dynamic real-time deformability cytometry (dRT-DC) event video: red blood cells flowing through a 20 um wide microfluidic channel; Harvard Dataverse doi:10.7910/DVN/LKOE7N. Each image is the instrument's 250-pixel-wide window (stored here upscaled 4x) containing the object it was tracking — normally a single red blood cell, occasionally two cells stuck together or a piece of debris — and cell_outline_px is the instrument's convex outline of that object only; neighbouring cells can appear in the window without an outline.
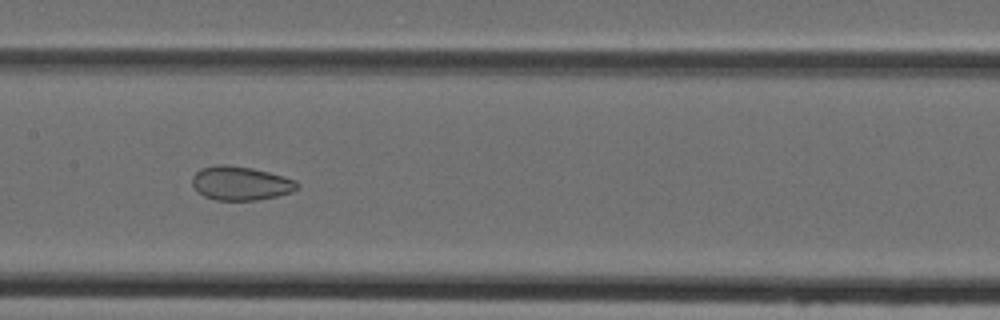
{"species": "Egyptian fruit bat (a non-hibernating species)", "species_latin": "Rousettus aegyptiacus", "temperature_condition": "cold", "stored_images_in_passage": 47, "camera_frame_rate_fps": 3000, "um_per_image_px": 0.085, "animal": {"sex": "female"}, "frame": {"image": 1, "passage_image": 23, "time_ms": 7.333, "image_size_px": [1000, 320], "cell_outline_px": [[300, 184], [292, 192], [276, 196], [256, 200], [216, 200], [204, 196], [192, 184], [192, 176], [200, 168], [216, 164], [224, 164], [252, 168], [268, 172], [296, 180]], "centroid_in_image_um": [20.44, 15.57], "position_along_channel_um": 187.0, "area_um2": 20.63}}
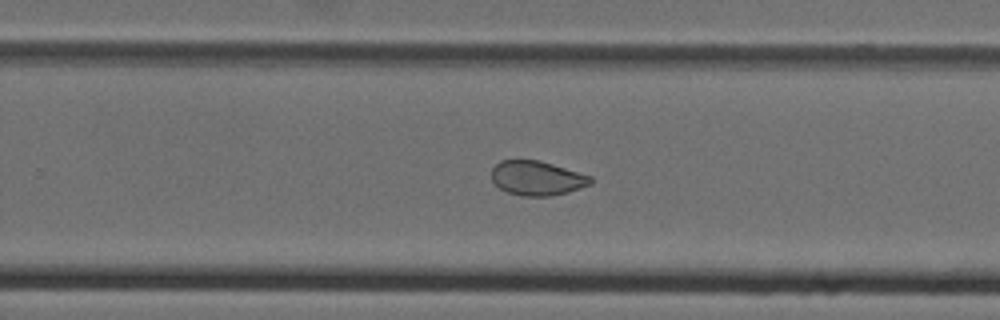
{"frame": {"image": 2, "passage_image": 30, "time_ms": 9.667, "image_size_px": [1000, 320], "cell_outline_px": [[592, 184], [568, 192], [552, 196], [520, 196], [508, 192], [500, 188], [492, 180], [492, 168], [500, 160], [540, 160], [592, 176]], "centroid_in_image_um": [45.66, 15.14], "position_along_channel_um": 284.1, "area_um2": 19.94}}
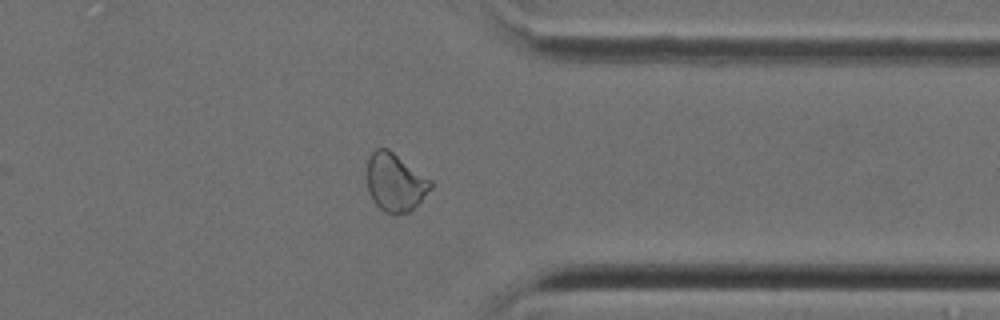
{"frame": {"image": 3, "passage_image": 37, "time_ms": 12.0, "image_size_px": [1000, 320], "cell_outline_px": [[432, 188], [408, 212], [384, 212], [372, 200], [368, 192], [368, 160], [372, 152], [376, 148], [388, 148], [432, 180]], "centroid_in_image_um": [33.59, 15.47], "position_along_channel_um": 377.8, "area_um2": 21.15}}